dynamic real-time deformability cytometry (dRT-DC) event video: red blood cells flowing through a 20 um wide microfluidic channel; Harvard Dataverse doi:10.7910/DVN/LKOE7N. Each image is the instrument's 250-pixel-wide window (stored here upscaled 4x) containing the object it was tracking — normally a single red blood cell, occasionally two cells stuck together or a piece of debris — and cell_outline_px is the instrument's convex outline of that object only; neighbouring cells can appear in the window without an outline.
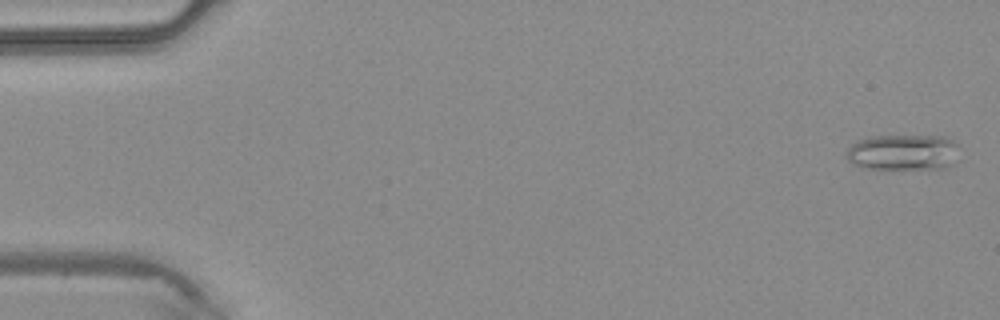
{"species": "common noctule bat (a hibernating species)", "species_latin": "Nyctalus noctula", "temperature_condition": "warm", "stored_images_in_passage": 41, "camera_frame_rate_fps": 3000, "um_per_image_px": 0.085, "animal": {"sex": "male", "body_mass_g": 20.4}, "frame": {"image": 1, "passage_image": 1, "time_ms": 0.0, "image_size_px": [1000, 320], "cell_outline_px": [[956, 144], [952, 164], [948, 168], [864, 168], [852, 164], [848, 160], [848, 148], [856, 140], [868, 136], [944, 136], [952, 140]], "centroid_in_image_um": [76.7, 12.93], "position_along_channel_um": 8.3, "area_um2": 23.24}}
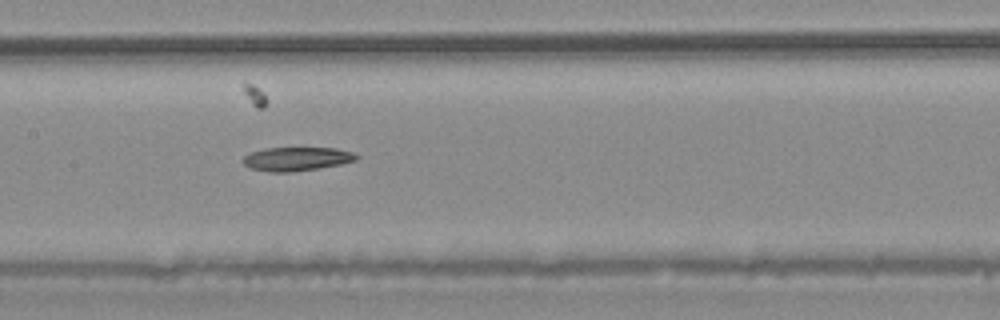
{"frame": {"image": 2, "passage_image": 21, "time_ms": 6.667, "image_size_px": [1000, 320], "cell_outline_px": [[360, 156], [356, 160], [340, 164], [316, 168], [288, 172], [268, 172], [248, 168], [244, 164], [244, 156], [252, 152], [264, 148], [336, 148], [352, 152]], "centroid_in_image_um": [25.2, 13.5], "position_along_channel_um": 182.2, "area_um2": 15.55}}
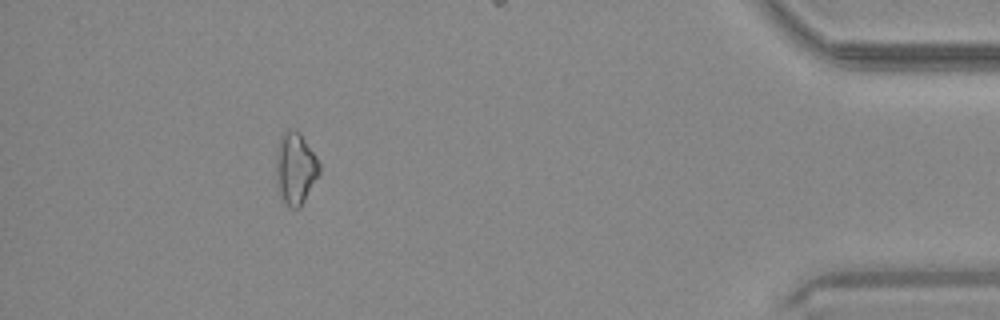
{"frame": {"image": 3, "passage_image": 39, "time_ms": 12.667, "image_size_px": [1000, 320], "cell_outline_px": [[320, 172], [300, 208], [292, 208], [284, 204], [276, 188], [276, 152], [280, 136], [288, 128], [292, 128], [300, 132], [316, 156], [320, 164]], "centroid_in_image_um": [25.08, 14.31], "position_along_channel_um": 410.1, "area_um2": 18.44}}